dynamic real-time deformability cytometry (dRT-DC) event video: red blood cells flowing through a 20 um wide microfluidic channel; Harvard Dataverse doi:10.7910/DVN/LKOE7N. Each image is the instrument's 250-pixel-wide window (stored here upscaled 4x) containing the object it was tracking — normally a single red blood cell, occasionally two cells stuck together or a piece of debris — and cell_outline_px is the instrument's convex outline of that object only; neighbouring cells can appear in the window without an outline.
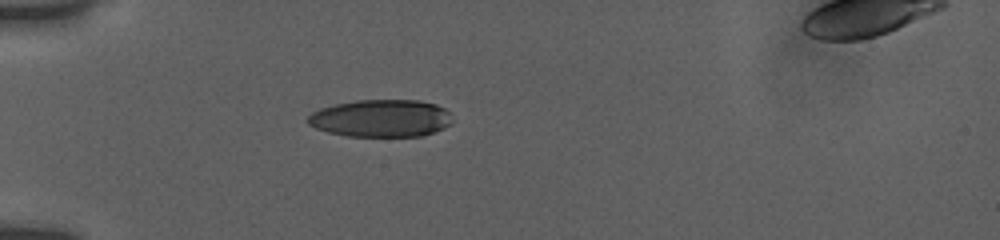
{"species": "human", "species_latin": "Homo sapiens", "temperature_condition": "room temperature", "stored_images_in_passage": 36, "camera_frame_rate_fps": 3000, "um_per_image_px": 0.085, "donor": {"sex": "female"}, "frame": {"image": 1, "passage_image": 1, "time_ms": 0.0, "image_size_px": [1000, 240], "cell_outline_px": [[452, 124], [444, 128], [420, 136], [348, 136], [328, 132], [316, 128], [308, 124], [304, 120], [312, 112], [320, 108], [336, 104], [356, 100], [420, 100], [436, 104], [444, 108], [448, 112]], "centroid_in_image_um": [32.36, 10.05], "position_along_channel_um": 52.6, "area_um2": 31.56}}
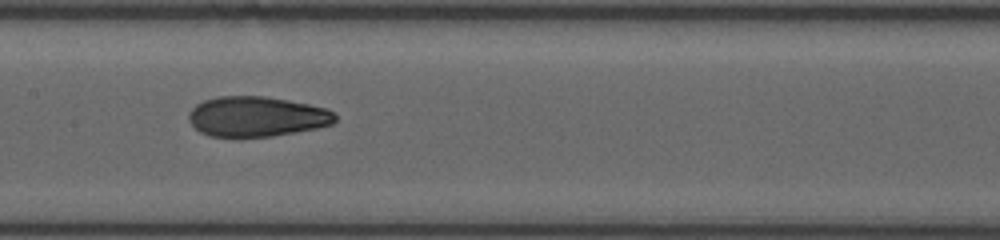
{"frame": {"image": 2, "passage_image": 16, "time_ms": 4.0, "image_size_px": [1000, 240], "cell_outline_px": [[336, 120], [332, 124], [316, 128], [272, 136], [212, 136], [200, 132], [188, 120], [188, 112], [196, 104], [204, 100], [216, 96], [264, 96], [288, 100], [308, 104], [324, 108], [332, 112], [336, 116]], "centroid_in_image_um": [21.78, 9.89], "position_along_channel_um": 185.6, "area_um2": 33.99}}
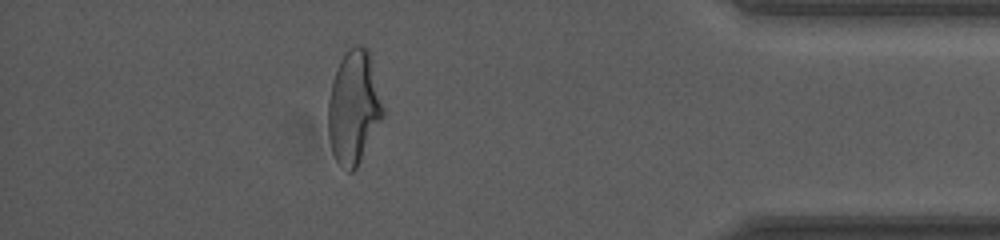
{"frame": {"image": 3, "passage_image": 32, "time_ms": 10.667, "image_size_px": [1000, 240], "cell_outline_px": [[384, 116], [356, 168], [352, 172], [348, 172], [336, 160], [332, 152], [328, 136], [328, 100], [332, 80], [340, 60], [348, 48], [356, 44], [364, 44], [368, 48], [384, 108]], "centroid_in_image_um": [30.06, 9.1], "position_along_channel_um": 405.1, "area_um2": 36.36}, "authors_computed_cell_mechanics": {"area_um2": 34.3332, "velocity_mm_per_s": 3.8102, "shape_relaxation_time_tau1_ms": 7.0859, "shape_relaxation_time_tau2_ms": 2.1536, "deformation_change_tau1": 0.2259, "deformation_change_tau2": 0.0823}}